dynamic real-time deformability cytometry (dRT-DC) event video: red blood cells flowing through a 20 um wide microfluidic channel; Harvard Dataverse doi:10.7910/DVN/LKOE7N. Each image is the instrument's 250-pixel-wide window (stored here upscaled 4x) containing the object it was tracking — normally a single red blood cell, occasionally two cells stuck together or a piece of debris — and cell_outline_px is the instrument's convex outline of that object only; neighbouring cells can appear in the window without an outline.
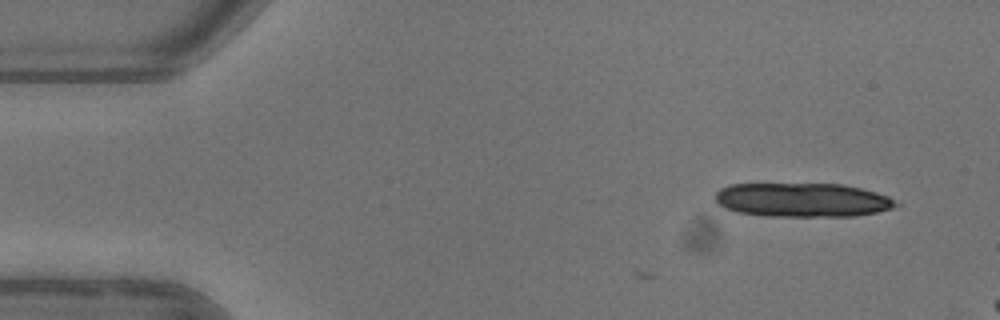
{"species": "common noctule bat (a hibernating species)", "species_latin": "Nyctalus noctula", "temperature_condition": "warm", "stored_images_in_passage": 3, "camera_frame_rate_fps": 3000, "um_per_image_px": 0.085, "animal": {"sex": "female"}, "frame": {"image": 1, "passage_image": 1, "time_ms": 0.0, "image_size_px": [1000, 320], "cell_outline_px": [[900, 204], [892, 208], [876, 212], [856, 216], [764, 216], [736, 212], [724, 208], [716, 204], [716, 192], [720, 188], [728, 184], [844, 184], [876, 192], [888, 196]], "centroid_in_image_um": [68.17, 17.0], "position_along_channel_um": 16.8, "area_um2": 36.01}}